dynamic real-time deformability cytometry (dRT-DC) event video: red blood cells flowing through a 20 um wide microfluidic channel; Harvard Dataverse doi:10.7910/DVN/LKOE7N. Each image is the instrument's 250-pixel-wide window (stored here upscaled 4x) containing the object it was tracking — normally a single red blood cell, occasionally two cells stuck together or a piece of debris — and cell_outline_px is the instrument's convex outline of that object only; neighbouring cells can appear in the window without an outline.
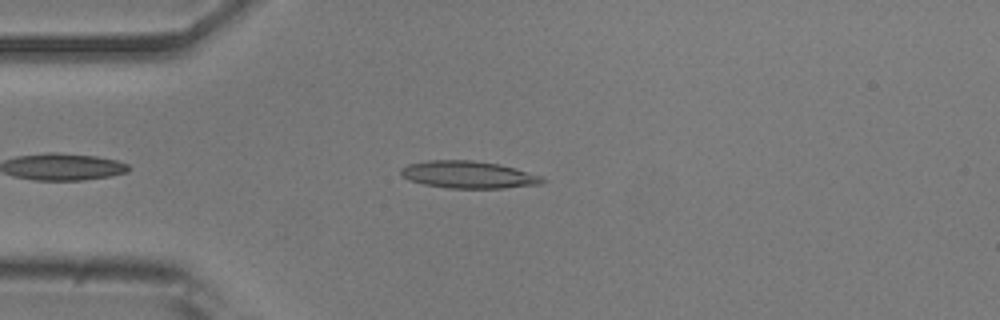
{"species": "common noctule bat (a hibernating species)", "species_latin": "Nyctalus noctula", "temperature_condition": "room temperature", "stored_images_in_passage": 40, "camera_frame_rate_fps": 3000, "um_per_image_px": 0.085, "animal": {"sex": "male", "body_mass_g": 20.5, "forearm_length_mm": 52.5}, "frame": {"image": 1, "passage_image": 5, "time_ms": 1.333, "image_size_px": [1000, 320], "cell_outline_px": [[548, 180], [540, 184], [504, 188], [448, 188], [424, 184], [408, 180], [400, 172], [400, 168], [408, 164], [428, 160], [472, 160], [500, 164], [516, 168], [540, 176]], "centroid_in_image_um": [39.81, 14.84], "position_along_channel_um": 45.2, "area_um2": 22.48}}
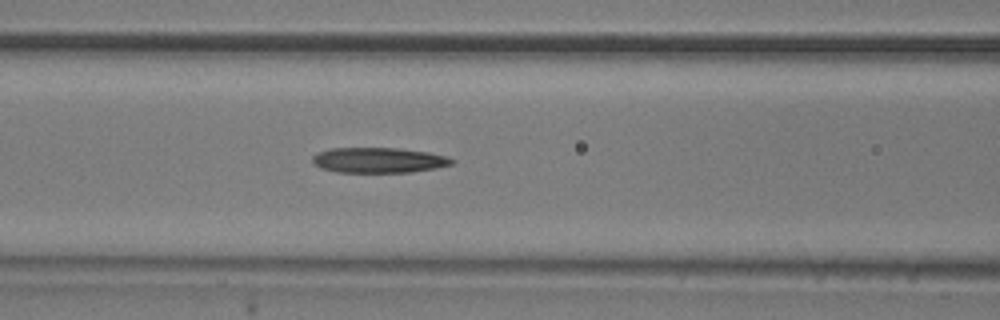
{"frame": {"image": 2, "passage_image": 13, "time_ms": 4.0, "image_size_px": [1000, 320], "cell_outline_px": [[456, 160], [452, 164], [436, 168], [412, 172], [336, 172], [320, 168], [312, 164], [312, 156], [320, 152], [332, 148], [400, 148], [428, 152], [448, 156]], "centroid_in_image_um": [32.2, 13.61], "position_along_channel_um": 134.4, "area_um2": 20.69}}
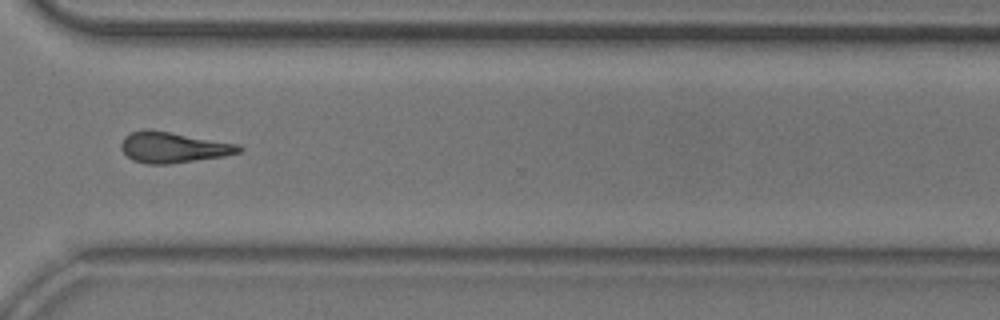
{"frame": {"image": 3, "passage_image": 30, "time_ms": 9.667, "image_size_px": [1000, 320], "cell_outline_px": [[244, 148], [240, 152], [224, 156], [168, 164], [148, 164], [132, 160], [120, 148], [120, 144], [124, 136], [132, 132], [144, 128], [152, 128], [240, 144]], "centroid_in_image_um": [14.72, 12.5], "position_along_channel_um": 355.9, "area_um2": 21.5}, "authors_computed_cell_mechanics": {"area_um2": 20.7213, "velocity_mm_per_s": 3.9132, "shape_relaxation_time_tau1_ms": 8.3847, "shape_relaxation_time_tau2_ms": null, "deformation_change_tau1": 0.2236, "deformation_change_tau2": null}}